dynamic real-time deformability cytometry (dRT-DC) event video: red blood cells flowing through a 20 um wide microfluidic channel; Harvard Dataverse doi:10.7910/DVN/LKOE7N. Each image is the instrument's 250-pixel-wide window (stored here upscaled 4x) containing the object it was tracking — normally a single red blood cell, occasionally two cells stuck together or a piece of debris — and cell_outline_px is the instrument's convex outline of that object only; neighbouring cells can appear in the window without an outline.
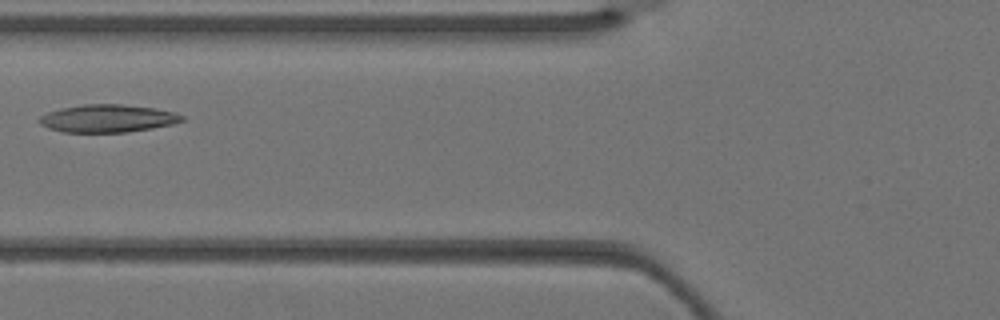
{"species": "Egyptian fruit bat (a non-hibernating species)", "species_latin": "Rousettus aegyptiacus", "temperature_condition": "warm", "stored_images_in_passage": 5, "camera_frame_rate_fps": 3000, "um_per_image_px": 0.085, "animal": {"sex": "female"}, "frame": {"image": 1, "passage_image": 5, "time_ms": 1.333, "image_size_px": [1000, 320], "cell_outline_px": [[184, 120], [172, 124], [152, 128], [124, 132], [60, 132], [48, 128], [40, 124], [40, 116], [48, 112], [60, 108], [84, 104], [120, 104], [156, 108], [172, 112], [184, 116]], "centroid_in_image_um": [9.13, 10.06], "position_along_channel_um": 116.7, "area_um2": 22.95}}